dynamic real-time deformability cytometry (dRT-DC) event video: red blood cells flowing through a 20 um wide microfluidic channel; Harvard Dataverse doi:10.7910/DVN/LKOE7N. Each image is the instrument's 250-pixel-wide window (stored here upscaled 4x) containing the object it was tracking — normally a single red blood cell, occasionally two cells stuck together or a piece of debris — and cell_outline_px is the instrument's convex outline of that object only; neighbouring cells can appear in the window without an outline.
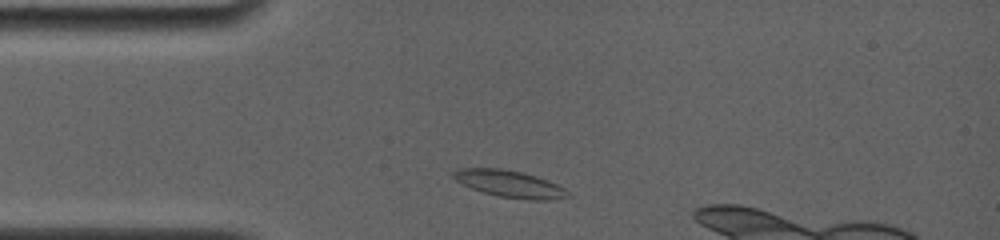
{"species": "common noctule bat (a hibernating species)", "species_latin": "Nyctalus noctula", "temperature_condition": "room temperature", "stored_images_in_passage": 8, "camera_frame_rate_fps": 4000, "um_per_image_px": 0.085, "animal": {"sex": "female", "body_mass_g": 19.0, "forearm_length_mm": 56.7}, "frame": {"image": 1, "passage_image": 4, "time_ms": 0.75, "image_size_px": [1000, 240], "cell_outline_px": [[572, 196], [548, 200], [528, 200], [500, 196], [484, 192], [472, 188], [456, 180], [452, 176], [452, 172], [456, 168], [500, 168], [520, 172], [536, 176], [548, 180], [564, 188]], "centroid_in_image_um": [43.32, 15.62], "position_along_channel_um": 41.7, "area_um2": 17.8}}